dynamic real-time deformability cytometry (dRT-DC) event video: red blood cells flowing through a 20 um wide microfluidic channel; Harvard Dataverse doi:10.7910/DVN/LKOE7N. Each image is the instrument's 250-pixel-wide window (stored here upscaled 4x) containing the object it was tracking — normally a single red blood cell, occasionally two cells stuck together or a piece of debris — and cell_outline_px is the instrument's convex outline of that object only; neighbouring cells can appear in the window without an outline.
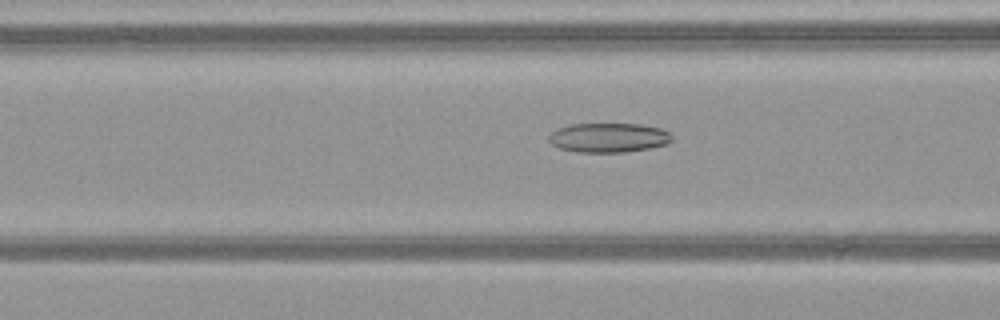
{"species": "common noctule bat (a hibernating species)", "species_latin": "Nyctalus noctula", "temperature_condition": "warm", "stored_images_in_passage": 50, "camera_frame_rate_fps": 3000, "um_per_image_px": 0.085, "animal": {"sex": "female", "body_mass_g": 21.9}, "frame": {"image": 1, "passage_image": 20, "time_ms": 6.333, "image_size_px": [1000, 320], "cell_outline_px": [[672, 140], [668, 144], [648, 148], [624, 152], [576, 152], [560, 148], [552, 144], [548, 140], [548, 136], [556, 128], [568, 124], [640, 124], [660, 128], [668, 132], [672, 136]], "centroid_in_image_um": [51.7, 11.69], "position_along_channel_um": 114.9, "area_um2": 21.15}}
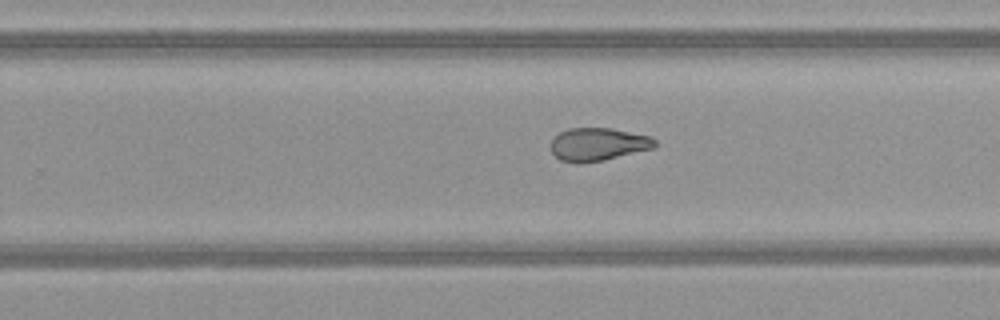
{"frame": {"image": 2, "passage_image": 32, "time_ms": 10.333, "image_size_px": [1000, 320], "cell_outline_px": [[656, 148], [604, 160], [576, 164], [560, 160], [552, 152], [552, 140], [560, 132], [568, 128], [612, 128], [652, 136], [656, 140]], "centroid_in_image_um": [50.88, 12.27], "position_along_channel_um": 278.9, "area_um2": 20.17}}
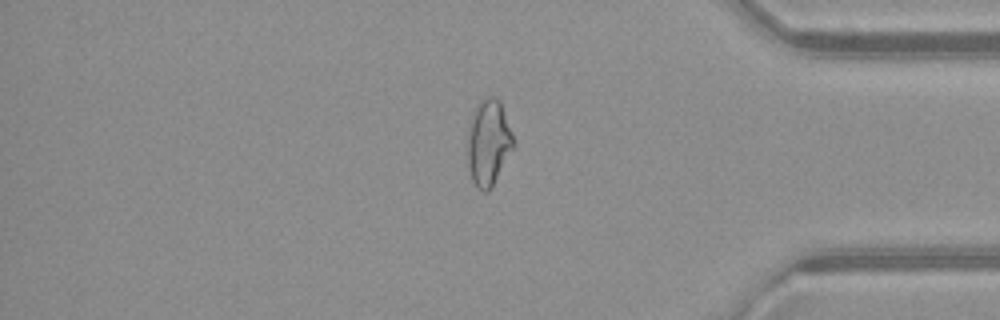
{"frame": {"image": 3, "passage_image": 42, "time_ms": 13.667, "image_size_px": [1000, 320], "cell_outline_px": [[516, 144], [492, 188], [488, 192], [484, 192], [476, 188], [472, 180], [468, 168], [468, 128], [472, 112], [480, 100], [484, 96], [492, 96], [500, 100], [512, 132]], "centroid_in_image_um": [41.53, 12.13], "position_along_channel_um": 393.7, "area_um2": 23.47}, "authors_computed_cell_mechanics": {"area_um2": 23.7847, "velocity_mm_per_s": 4.0953, "shape_relaxation_time_tau1_ms": null, "shape_relaxation_time_tau2_ms": 3.1919, "deformation_change_tau1": null, "deformation_change_tau2": 0.1069}}